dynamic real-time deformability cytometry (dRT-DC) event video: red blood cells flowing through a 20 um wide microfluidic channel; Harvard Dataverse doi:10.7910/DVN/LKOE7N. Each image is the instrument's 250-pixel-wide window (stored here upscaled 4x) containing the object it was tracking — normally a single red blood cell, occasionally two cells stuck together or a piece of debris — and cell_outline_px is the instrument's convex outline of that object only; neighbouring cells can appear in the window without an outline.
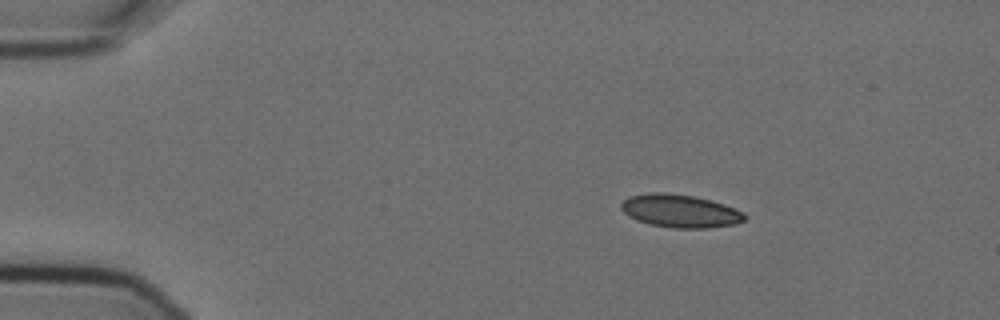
{"species": "Egyptian fruit bat (a non-hibernating species)", "species_latin": "Rousettus aegyptiacus", "temperature_condition": "cold", "stored_images_in_passage": 3, "camera_frame_rate_fps": 3000, "um_per_image_px": 0.085, "animal": {"sex": "female"}, "frame": {"image": 1, "passage_image": 1, "time_ms": 0.0, "image_size_px": [1000, 320], "cell_outline_px": [[748, 216], [744, 220], [736, 224], [708, 228], [672, 228], [648, 224], [636, 220], [628, 216], [620, 208], [620, 204], [628, 196], [652, 192], [664, 192], [696, 196], [712, 200], [724, 204], [744, 212]], "centroid_in_image_um": [57.81, 17.93], "position_along_channel_um": 27.2, "area_um2": 24.1}}